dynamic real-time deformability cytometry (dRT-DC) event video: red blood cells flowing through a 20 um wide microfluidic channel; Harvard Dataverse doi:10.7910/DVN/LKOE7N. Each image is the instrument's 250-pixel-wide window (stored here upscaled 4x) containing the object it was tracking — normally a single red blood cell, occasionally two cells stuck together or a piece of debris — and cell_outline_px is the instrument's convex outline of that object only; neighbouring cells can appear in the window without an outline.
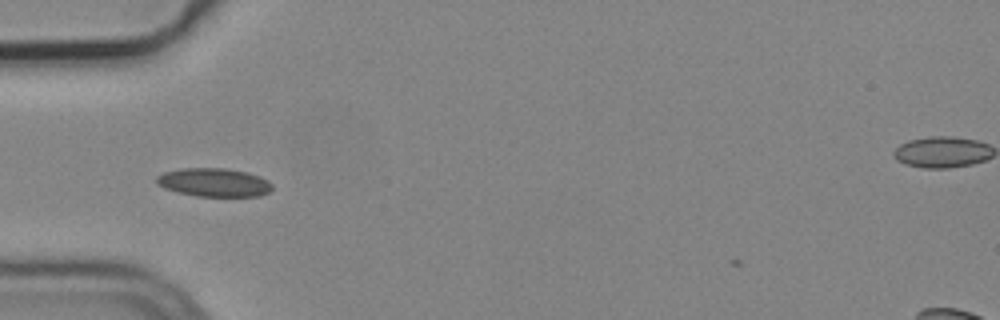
{"species": "common noctule bat (a hibernating species)", "species_latin": "Nyctalus noctula", "temperature_condition": "cold", "stored_images_in_passage": 2, "camera_frame_rate_fps": 3000, "um_per_image_px": 0.085, "animal": {"sex": "male", "body_mass_g": 19.2, "forearm_length_mm": 51.8}, "frame": {"image": 1, "passage_image": 1, "time_ms": 0.0, "image_size_px": [1000, 320], "cell_outline_px": [[272, 188], [268, 192], [260, 196], [196, 196], [176, 192], [164, 188], [156, 184], [156, 176], [164, 172], [184, 168], [224, 168], [244, 172], [260, 176], [268, 180], [272, 184]], "centroid_in_image_um": [18.16, 15.51], "position_along_channel_um": 66.8, "area_um2": 19.19}}
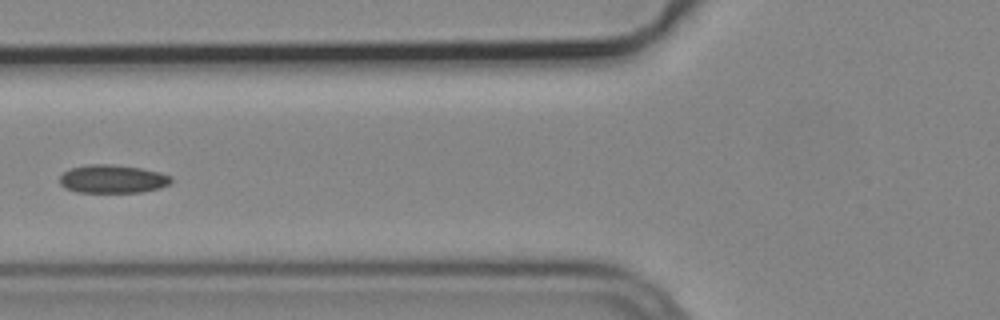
{"frame": {"image": 2, "passage_image": 2, "time_ms": 0.333, "image_size_px": [1000, 320], "cell_outline_px": [[172, 180], [168, 184], [160, 188], [140, 192], [76, 192], [64, 188], [60, 184], [60, 176], [64, 172], [72, 168], [88, 164], [112, 164], [140, 168], [160, 172], [172, 176]], "centroid_in_image_um": [9.56, 15.21], "position_along_channel_um": 116.2, "area_um2": 18.38}}